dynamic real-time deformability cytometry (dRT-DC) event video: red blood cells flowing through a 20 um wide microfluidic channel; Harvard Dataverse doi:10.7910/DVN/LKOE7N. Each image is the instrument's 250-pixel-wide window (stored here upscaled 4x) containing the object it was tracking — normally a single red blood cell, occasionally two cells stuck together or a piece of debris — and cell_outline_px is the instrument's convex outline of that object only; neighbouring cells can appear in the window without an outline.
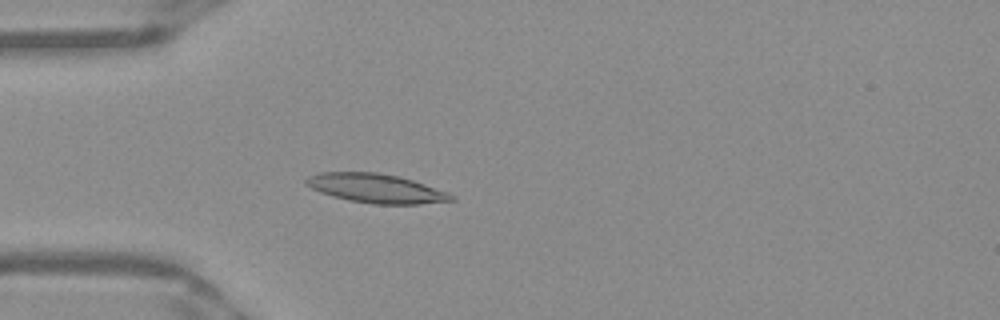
{"species": "Egyptian fruit bat (a non-hibernating species)", "species_latin": "Rousettus aegyptiacus", "temperature_condition": "warm", "stored_images_in_passage": 52, "camera_frame_rate_fps": 3000, "um_per_image_px": 0.085, "frame": {"image": 1, "passage_image": 15, "time_ms": 4.667, "image_size_px": [1000, 320], "cell_outline_px": [[456, 200], [420, 204], [372, 204], [348, 200], [332, 196], [320, 192], [304, 184], [304, 180], [308, 176], [320, 172], [380, 172], [400, 176], [448, 192], [456, 196]], "centroid_in_image_um": [31.96, 16.01], "position_along_channel_um": 53.0, "area_um2": 24.8}}
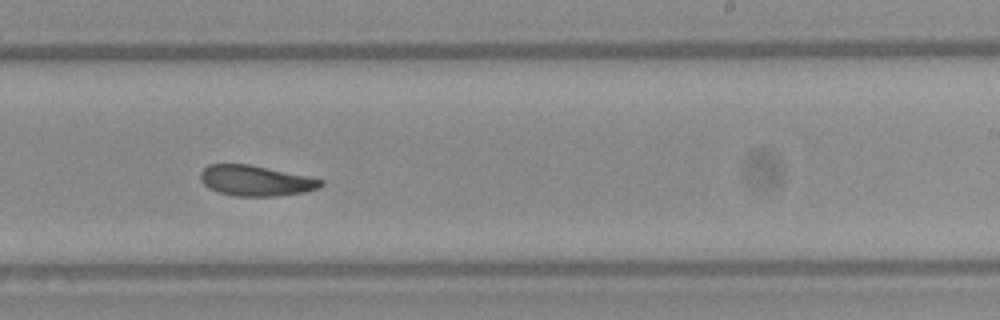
{"frame": {"image": 2, "passage_image": 32, "time_ms": 10.333, "image_size_px": [1000, 320], "cell_outline_px": [[324, 184], [316, 188], [304, 192], [272, 196], [236, 196], [220, 192], [208, 188], [200, 180], [200, 172], [208, 164], [248, 164], [308, 176], [324, 180]], "centroid_in_image_um": [21.7, 15.35], "position_along_channel_um": 267.3, "area_um2": 21.21}}
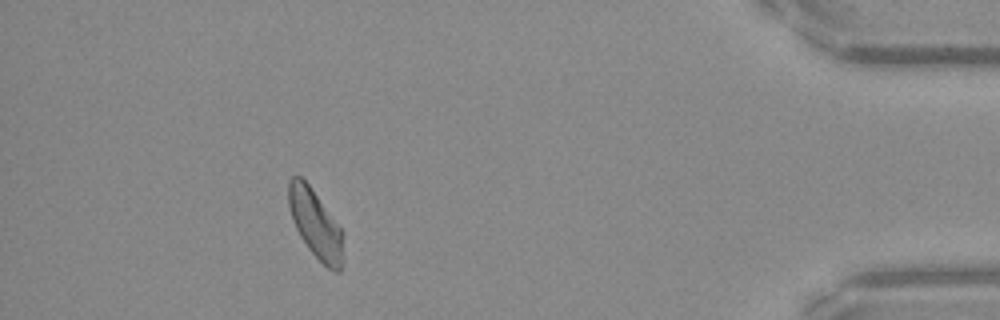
{"frame": {"image": 3, "passage_image": 47, "time_ms": 15.333, "image_size_px": [1000, 320], "cell_outline_px": [[344, 232], [340, 272], [336, 272], [328, 268], [308, 248], [300, 236], [292, 220], [288, 204], [288, 180], [292, 176], [300, 176], [308, 184]], "centroid_in_image_um": [26.8, 19.02], "position_along_channel_um": 408.4, "area_um2": 21.5}, "authors_computed_cell_mechanics": {"area_um2": 22.3397, "velocity_mm_per_s": 3.9173, "shape_relaxation_time_tau1_ms": 6.1043, "shape_relaxation_time_tau2_ms": 4.2758, "deformation_change_tau1": 0.1729, "deformation_change_tau2": 0.1089}}